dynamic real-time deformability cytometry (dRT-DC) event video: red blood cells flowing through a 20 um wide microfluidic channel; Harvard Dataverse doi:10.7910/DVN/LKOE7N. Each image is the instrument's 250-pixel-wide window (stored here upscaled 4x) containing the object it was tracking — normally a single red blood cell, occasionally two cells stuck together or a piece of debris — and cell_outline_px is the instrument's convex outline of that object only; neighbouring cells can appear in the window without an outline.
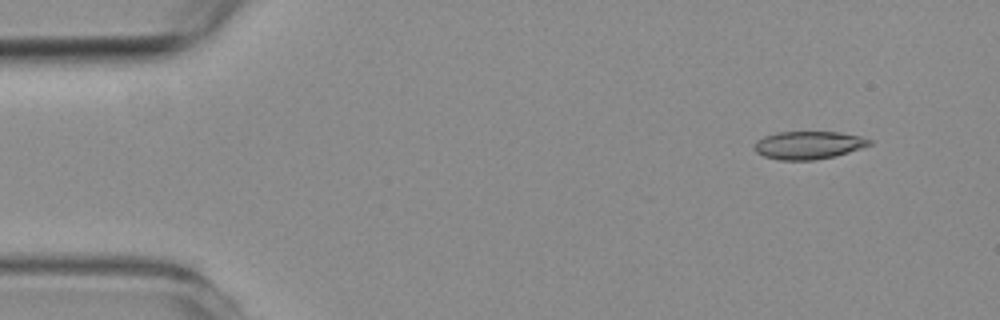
{"species": "common noctule bat (a hibernating species)", "species_latin": "Nyctalus noctula", "temperature_condition": "room temperature", "stored_images_in_passage": 5, "segment_of_instrument_passage": [2, 2], "camera_frame_rate_fps": 3000, "um_per_image_px": 0.085, "animal": {"sex": "female", "body_mass_g": 19.3, "forearm_length_mm": 54.1}, "frame": {"image": 1, "passage_image": 5, "time_ms": 6.0, "image_size_px": [1000, 320], "cell_outline_px": [[872, 144], [836, 156], [812, 160], [780, 160], [764, 156], [756, 152], [756, 140], [764, 136], [776, 132], [840, 132], [860, 136], [872, 140]], "centroid_in_image_um": [68.73, 12.33], "position_along_channel_um": 16.3, "area_um2": 18.61}}